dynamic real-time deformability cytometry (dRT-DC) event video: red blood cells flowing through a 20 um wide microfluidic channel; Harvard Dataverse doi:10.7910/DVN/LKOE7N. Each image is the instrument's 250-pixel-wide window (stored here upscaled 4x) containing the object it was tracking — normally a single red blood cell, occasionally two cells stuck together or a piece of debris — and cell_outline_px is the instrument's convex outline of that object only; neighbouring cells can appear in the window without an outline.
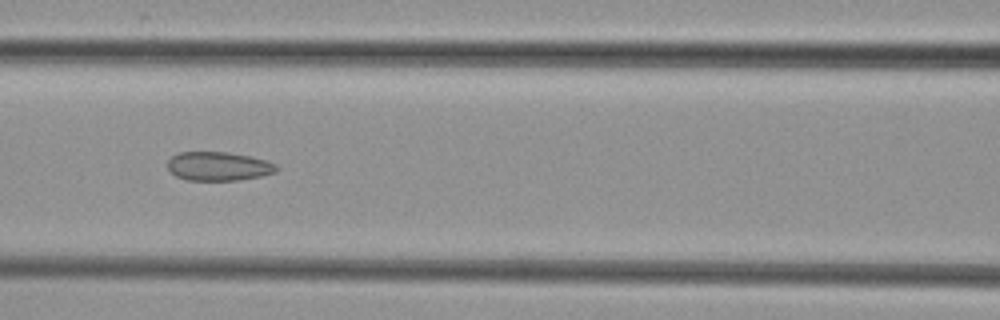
{"species": "common noctule bat (a hibernating species)", "species_latin": "Nyctalus noctula", "temperature_condition": "cold", "stored_images_in_passage": 9, "camera_frame_rate_fps": 3000, "um_per_image_px": 0.085, "animal": {"sex": "female", "body_mass_g": 29.2, "forearm_length_mm": 56.3}, "frame": {"image": 1, "passage_image": 7, "time_ms": 8.0, "image_size_px": [1000, 320], "cell_outline_px": [[280, 168], [276, 172], [260, 176], [236, 180], [188, 180], [176, 176], [168, 168], [168, 160], [172, 156], [180, 152], [228, 152], [268, 160], [276, 164]], "centroid_in_image_um": [18.6, 14.13], "position_along_channel_um": 148.0, "area_um2": 18.26}}
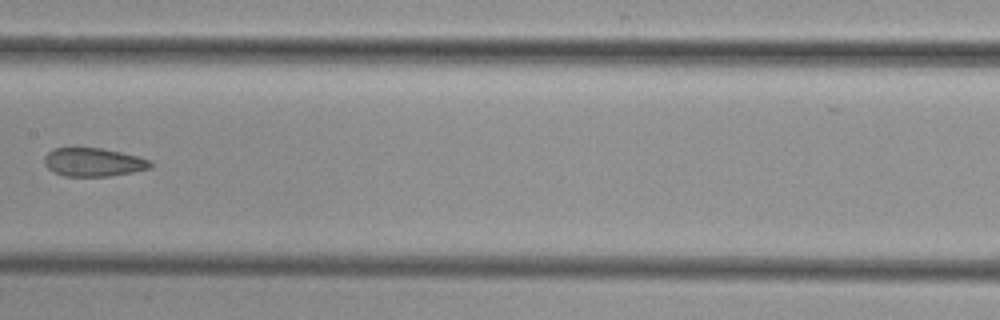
{"frame": {"image": 2, "passage_image": 8, "time_ms": 9.333, "image_size_px": [1000, 320], "cell_outline_px": [[152, 164], [148, 168], [132, 172], [108, 176], [64, 176], [52, 172], [44, 164], [44, 156], [48, 152], [56, 148], [100, 148], [140, 156], [152, 160]], "centroid_in_image_um": [7.93, 13.78], "position_along_channel_um": 199.5, "area_um2": 17.57}}
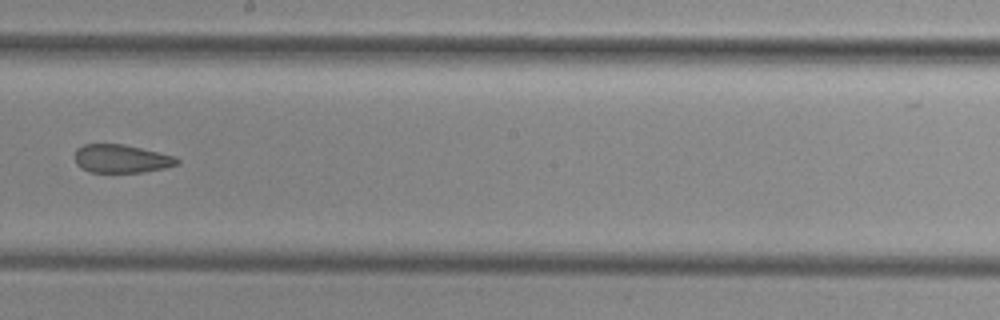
{"frame": {"image": 3, "passage_image": 9, "time_ms": 10.333, "image_size_px": [1000, 320], "cell_outline_px": [[180, 164], [164, 168], [144, 172], [88, 172], [80, 168], [76, 164], [76, 148], [84, 144], [124, 144], [176, 156], [180, 160]], "centroid_in_image_um": [10.33, 13.49], "position_along_channel_um": 237.9, "area_um2": 16.99}}